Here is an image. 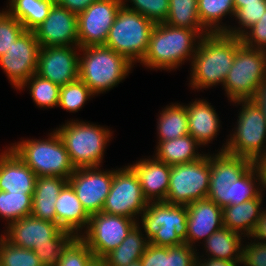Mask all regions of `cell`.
<instances>
[{
	"label": "cell",
	"instance_id": "cell-12",
	"mask_svg": "<svg viewBox=\"0 0 266 266\" xmlns=\"http://www.w3.org/2000/svg\"><path fill=\"white\" fill-rule=\"evenodd\" d=\"M148 203L135 171L129 165L116 168L102 212L139 221Z\"/></svg>",
	"mask_w": 266,
	"mask_h": 266
},
{
	"label": "cell",
	"instance_id": "cell-28",
	"mask_svg": "<svg viewBox=\"0 0 266 266\" xmlns=\"http://www.w3.org/2000/svg\"><path fill=\"white\" fill-rule=\"evenodd\" d=\"M198 147L201 145L190 135L158 142L156 146L155 158L167 165H176L194 162L202 158L205 153H199Z\"/></svg>",
	"mask_w": 266,
	"mask_h": 266
},
{
	"label": "cell",
	"instance_id": "cell-7",
	"mask_svg": "<svg viewBox=\"0 0 266 266\" xmlns=\"http://www.w3.org/2000/svg\"><path fill=\"white\" fill-rule=\"evenodd\" d=\"M187 216L186 205L149 202L137 223L150 244L172 247L186 243Z\"/></svg>",
	"mask_w": 266,
	"mask_h": 266
},
{
	"label": "cell",
	"instance_id": "cell-45",
	"mask_svg": "<svg viewBox=\"0 0 266 266\" xmlns=\"http://www.w3.org/2000/svg\"><path fill=\"white\" fill-rule=\"evenodd\" d=\"M242 244L241 263L243 266H266V243L252 241Z\"/></svg>",
	"mask_w": 266,
	"mask_h": 266
},
{
	"label": "cell",
	"instance_id": "cell-14",
	"mask_svg": "<svg viewBox=\"0 0 266 266\" xmlns=\"http://www.w3.org/2000/svg\"><path fill=\"white\" fill-rule=\"evenodd\" d=\"M39 51L34 31H25L6 54L0 56V66L16 90L36 73Z\"/></svg>",
	"mask_w": 266,
	"mask_h": 266
},
{
	"label": "cell",
	"instance_id": "cell-42",
	"mask_svg": "<svg viewBox=\"0 0 266 266\" xmlns=\"http://www.w3.org/2000/svg\"><path fill=\"white\" fill-rule=\"evenodd\" d=\"M94 258L92 250L77 236L63 251L58 266H89Z\"/></svg>",
	"mask_w": 266,
	"mask_h": 266
},
{
	"label": "cell",
	"instance_id": "cell-8",
	"mask_svg": "<svg viewBox=\"0 0 266 266\" xmlns=\"http://www.w3.org/2000/svg\"><path fill=\"white\" fill-rule=\"evenodd\" d=\"M240 105L237 125L219 152L245 157L254 161L266 152V119L252 99L232 101Z\"/></svg>",
	"mask_w": 266,
	"mask_h": 266
},
{
	"label": "cell",
	"instance_id": "cell-46",
	"mask_svg": "<svg viewBox=\"0 0 266 266\" xmlns=\"http://www.w3.org/2000/svg\"><path fill=\"white\" fill-rule=\"evenodd\" d=\"M95 1L96 0H55V3L78 15Z\"/></svg>",
	"mask_w": 266,
	"mask_h": 266
},
{
	"label": "cell",
	"instance_id": "cell-50",
	"mask_svg": "<svg viewBox=\"0 0 266 266\" xmlns=\"http://www.w3.org/2000/svg\"><path fill=\"white\" fill-rule=\"evenodd\" d=\"M252 100L260 108L266 119V79L259 85Z\"/></svg>",
	"mask_w": 266,
	"mask_h": 266
},
{
	"label": "cell",
	"instance_id": "cell-44",
	"mask_svg": "<svg viewBox=\"0 0 266 266\" xmlns=\"http://www.w3.org/2000/svg\"><path fill=\"white\" fill-rule=\"evenodd\" d=\"M244 45L266 51V10L258 22L250 27L241 37Z\"/></svg>",
	"mask_w": 266,
	"mask_h": 266
},
{
	"label": "cell",
	"instance_id": "cell-13",
	"mask_svg": "<svg viewBox=\"0 0 266 266\" xmlns=\"http://www.w3.org/2000/svg\"><path fill=\"white\" fill-rule=\"evenodd\" d=\"M137 222L101 211L90 215L88 226L79 237L92 250L95 258H104L122 243Z\"/></svg>",
	"mask_w": 266,
	"mask_h": 266
},
{
	"label": "cell",
	"instance_id": "cell-16",
	"mask_svg": "<svg viewBox=\"0 0 266 266\" xmlns=\"http://www.w3.org/2000/svg\"><path fill=\"white\" fill-rule=\"evenodd\" d=\"M113 176L114 169L102 171L98 166L76 168L69 177L68 183L89 215L102 211Z\"/></svg>",
	"mask_w": 266,
	"mask_h": 266
},
{
	"label": "cell",
	"instance_id": "cell-20",
	"mask_svg": "<svg viewBox=\"0 0 266 266\" xmlns=\"http://www.w3.org/2000/svg\"><path fill=\"white\" fill-rule=\"evenodd\" d=\"M186 207V243L191 247L194 248V244L200 240L204 239L205 242L211 234L223 227L222 208L214 201L208 198L196 200Z\"/></svg>",
	"mask_w": 266,
	"mask_h": 266
},
{
	"label": "cell",
	"instance_id": "cell-37",
	"mask_svg": "<svg viewBox=\"0 0 266 266\" xmlns=\"http://www.w3.org/2000/svg\"><path fill=\"white\" fill-rule=\"evenodd\" d=\"M92 96L95 97L90 88L77 79L60 87L58 106L68 112H78Z\"/></svg>",
	"mask_w": 266,
	"mask_h": 266
},
{
	"label": "cell",
	"instance_id": "cell-41",
	"mask_svg": "<svg viewBox=\"0 0 266 266\" xmlns=\"http://www.w3.org/2000/svg\"><path fill=\"white\" fill-rule=\"evenodd\" d=\"M25 31L24 26L6 8L0 10V56L6 54Z\"/></svg>",
	"mask_w": 266,
	"mask_h": 266
},
{
	"label": "cell",
	"instance_id": "cell-39",
	"mask_svg": "<svg viewBox=\"0 0 266 266\" xmlns=\"http://www.w3.org/2000/svg\"><path fill=\"white\" fill-rule=\"evenodd\" d=\"M265 10L266 0L258 3L245 4V6L237 9L234 14V18L238 21L237 23L240 27H232L229 25L225 34L240 38L250 27L260 20Z\"/></svg>",
	"mask_w": 266,
	"mask_h": 266
},
{
	"label": "cell",
	"instance_id": "cell-22",
	"mask_svg": "<svg viewBox=\"0 0 266 266\" xmlns=\"http://www.w3.org/2000/svg\"><path fill=\"white\" fill-rule=\"evenodd\" d=\"M137 174L144 197L148 202L166 201L171 166L155 157L142 158L129 165Z\"/></svg>",
	"mask_w": 266,
	"mask_h": 266
},
{
	"label": "cell",
	"instance_id": "cell-24",
	"mask_svg": "<svg viewBox=\"0 0 266 266\" xmlns=\"http://www.w3.org/2000/svg\"><path fill=\"white\" fill-rule=\"evenodd\" d=\"M56 224L63 230L80 236L86 230L90 215L83 208L80 200L69 183H67L55 203Z\"/></svg>",
	"mask_w": 266,
	"mask_h": 266
},
{
	"label": "cell",
	"instance_id": "cell-33",
	"mask_svg": "<svg viewBox=\"0 0 266 266\" xmlns=\"http://www.w3.org/2000/svg\"><path fill=\"white\" fill-rule=\"evenodd\" d=\"M197 7L200 22L210 34L227 32L229 26L222 20L226 15L234 17L233 0H197Z\"/></svg>",
	"mask_w": 266,
	"mask_h": 266
},
{
	"label": "cell",
	"instance_id": "cell-23",
	"mask_svg": "<svg viewBox=\"0 0 266 266\" xmlns=\"http://www.w3.org/2000/svg\"><path fill=\"white\" fill-rule=\"evenodd\" d=\"M189 134L202 146L217 137L221 122L215 108L204 99H195L185 105Z\"/></svg>",
	"mask_w": 266,
	"mask_h": 266
},
{
	"label": "cell",
	"instance_id": "cell-4",
	"mask_svg": "<svg viewBox=\"0 0 266 266\" xmlns=\"http://www.w3.org/2000/svg\"><path fill=\"white\" fill-rule=\"evenodd\" d=\"M79 79L94 95L116 87L134 66L125 56L104 45L80 47Z\"/></svg>",
	"mask_w": 266,
	"mask_h": 266
},
{
	"label": "cell",
	"instance_id": "cell-32",
	"mask_svg": "<svg viewBox=\"0 0 266 266\" xmlns=\"http://www.w3.org/2000/svg\"><path fill=\"white\" fill-rule=\"evenodd\" d=\"M157 120L159 142L179 138L189 134L188 116L185 105L171 103L160 112Z\"/></svg>",
	"mask_w": 266,
	"mask_h": 266
},
{
	"label": "cell",
	"instance_id": "cell-2",
	"mask_svg": "<svg viewBox=\"0 0 266 266\" xmlns=\"http://www.w3.org/2000/svg\"><path fill=\"white\" fill-rule=\"evenodd\" d=\"M241 43V38L225 33L203 36L190 64L189 86L192 90L200 91L219 84L223 86Z\"/></svg>",
	"mask_w": 266,
	"mask_h": 266
},
{
	"label": "cell",
	"instance_id": "cell-48",
	"mask_svg": "<svg viewBox=\"0 0 266 266\" xmlns=\"http://www.w3.org/2000/svg\"><path fill=\"white\" fill-rule=\"evenodd\" d=\"M253 166L255 167L259 180L261 183V187L266 190V152L259 155L254 161Z\"/></svg>",
	"mask_w": 266,
	"mask_h": 266
},
{
	"label": "cell",
	"instance_id": "cell-18",
	"mask_svg": "<svg viewBox=\"0 0 266 266\" xmlns=\"http://www.w3.org/2000/svg\"><path fill=\"white\" fill-rule=\"evenodd\" d=\"M4 230V236L12 244L33 250L52 247L66 232L58 224L28 215L10 223Z\"/></svg>",
	"mask_w": 266,
	"mask_h": 266
},
{
	"label": "cell",
	"instance_id": "cell-29",
	"mask_svg": "<svg viewBox=\"0 0 266 266\" xmlns=\"http://www.w3.org/2000/svg\"><path fill=\"white\" fill-rule=\"evenodd\" d=\"M242 237L244 236L222 227L211 234L205 242L200 243H204L207 257L241 262L242 242H244Z\"/></svg>",
	"mask_w": 266,
	"mask_h": 266
},
{
	"label": "cell",
	"instance_id": "cell-5",
	"mask_svg": "<svg viewBox=\"0 0 266 266\" xmlns=\"http://www.w3.org/2000/svg\"><path fill=\"white\" fill-rule=\"evenodd\" d=\"M76 168L101 167L105 148L113 132L90 122L71 120L55 129Z\"/></svg>",
	"mask_w": 266,
	"mask_h": 266
},
{
	"label": "cell",
	"instance_id": "cell-11",
	"mask_svg": "<svg viewBox=\"0 0 266 266\" xmlns=\"http://www.w3.org/2000/svg\"><path fill=\"white\" fill-rule=\"evenodd\" d=\"M210 186V154L183 164L171 165L166 201L188 205L207 198Z\"/></svg>",
	"mask_w": 266,
	"mask_h": 266
},
{
	"label": "cell",
	"instance_id": "cell-52",
	"mask_svg": "<svg viewBox=\"0 0 266 266\" xmlns=\"http://www.w3.org/2000/svg\"><path fill=\"white\" fill-rule=\"evenodd\" d=\"M89 266H108L107 262L103 258H94Z\"/></svg>",
	"mask_w": 266,
	"mask_h": 266
},
{
	"label": "cell",
	"instance_id": "cell-19",
	"mask_svg": "<svg viewBox=\"0 0 266 266\" xmlns=\"http://www.w3.org/2000/svg\"><path fill=\"white\" fill-rule=\"evenodd\" d=\"M34 33L40 47L79 46L77 14L55 3Z\"/></svg>",
	"mask_w": 266,
	"mask_h": 266
},
{
	"label": "cell",
	"instance_id": "cell-21",
	"mask_svg": "<svg viewBox=\"0 0 266 266\" xmlns=\"http://www.w3.org/2000/svg\"><path fill=\"white\" fill-rule=\"evenodd\" d=\"M37 176L8 147L0 153V191L16 194H33Z\"/></svg>",
	"mask_w": 266,
	"mask_h": 266
},
{
	"label": "cell",
	"instance_id": "cell-43",
	"mask_svg": "<svg viewBox=\"0 0 266 266\" xmlns=\"http://www.w3.org/2000/svg\"><path fill=\"white\" fill-rule=\"evenodd\" d=\"M76 237V235L66 231L52 247L34 248L33 251L42 266H58L63 251Z\"/></svg>",
	"mask_w": 266,
	"mask_h": 266
},
{
	"label": "cell",
	"instance_id": "cell-6",
	"mask_svg": "<svg viewBox=\"0 0 266 266\" xmlns=\"http://www.w3.org/2000/svg\"><path fill=\"white\" fill-rule=\"evenodd\" d=\"M10 148L37 177L58 176L68 180L74 173L75 167L56 130L47 139L22 140L12 143Z\"/></svg>",
	"mask_w": 266,
	"mask_h": 266
},
{
	"label": "cell",
	"instance_id": "cell-9",
	"mask_svg": "<svg viewBox=\"0 0 266 266\" xmlns=\"http://www.w3.org/2000/svg\"><path fill=\"white\" fill-rule=\"evenodd\" d=\"M154 25L148 18L122 5L104 46L125 56L133 64L139 63L148 50L149 38Z\"/></svg>",
	"mask_w": 266,
	"mask_h": 266
},
{
	"label": "cell",
	"instance_id": "cell-34",
	"mask_svg": "<svg viewBox=\"0 0 266 266\" xmlns=\"http://www.w3.org/2000/svg\"><path fill=\"white\" fill-rule=\"evenodd\" d=\"M166 24L196 30L202 37L210 34L201 24L197 0H169Z\"/></svg>",
	"mask_w": 266,
	"mask_h": 266
},
{
	"label": "cell",
	"instance_id": "cell-26",
	"mask_svg": "<svg viewBox=\"0 0 266 266\" xmlns=\"http://www.w3.org/2000/svg\"><path fill=\"white\" fill-rule=\"evenodd\" d=\"M197 254L187 243L172 247L148 243L140 261L142 266H197Z\"/></svg>",
	"mask_w": 266,
	"mask_h": 266
},
{
	"label": "cell",
	"instance_id": "cell-30",
	"mask_svg": "<svg viewBox=\"0 0 266 266\" xmlns=\"http://www.w3.org/2000/svg\"><path fill=\"white\" fill-rule=\"evenodd\" d=\"M6 9L26 31H34L49 15L55 0H9Z\"/></svg>",
	"mask_w": 266,
	"mask_h": 266
},
{
	"label": "cell",
	"instance_id": "cell-17",
	"mask_svg": "<svg viewBox=\"0 0 266 266\" xmlns=\"http://www.w3.org/2000/svg\"><path fill=\"white\" fill-rule=\"evenodd\" d=\"M79 46L40 47L36 74L58 86L79 79Z\"/></svg>",
	"mask_w": 266,
	"mask_h": 266
},
{
	"label": "cell",
	"instance_id": "cell-47",
	"mask_svg": "<svg viewBox=\"0 0 266 266\" xmlns=\"http://www.w3.org/2000/svg\"><path fill=\"white\" fill-rule=\"evenodd\" d=\"M250 237H252L251 239H254L253 241L266 243V208H263L252 233L247 237L248 240Z\"/></svg>",
	"mask_w": 266,
	"mask_h": 266
},
{
	"label": "cell",
	"instance_id": "cell-25",
	"mask_svg": "<svg viewBox=\"0 0 266 266\" xmlns=\"http://www.w3.org/2000/svg\"><path fill=\"white\" fill-rule=\"evenodd\" d=\"M67 183V179L58 176L37 177L32 196L31 215L56 223V199Z\"/></svg>",
	"mask_w": 266,
	"mask_h": 266
},
{
	"label": "cell",
	"instance_id": "cell-35",
	"mask_svg": "<svg viewBox=\"0 0 266 266\" xmlns=\"http://www.w3.org/2000/svg\"><path fill=\"white\" fill-rule=\"evenodd\" d=\"M25 87L29 88L31 98L37 107H58L60 86L57 84L35 73L18 90H25Z\"/></svg>",
	"mask_w": 266,
	"mask_h": 266
},
{
	"label": "cell",
	"instance_id": "cell-36",
	"mask_svg": "<svg viewBox=\"0 0 266 266\" xmlns=\"http://www.w3.org/2000/svg\"><path fill=\"white\" fill-rule=\"evenodd\" d=\"M33 194L0 191V217L10 223L31 215Z\"/></svg>",
	"mask_w": 266,
	"mask_h": 266
},
{
	"label": "cell",
	"instance_id": "cell-31",
	"mask_svg": "<svg viewBox=\"0 0 266 266\" xmlns=\"http://www.w3.org/2000/svg\"><path fill=\"white\" fill-rule=\"evenodd\" d=\"M139 225L129 232L117 248L103 258L108 266H127L141 259L149 241Z\"/></svg>",
	"mask_w": 266,
	"mask_h": 266
},
{
	"label": "cell",
	"instance_id": "cell-51",
	"mask_svg": "<svg viewBox=\"0 0 266 266\" xmlns=\"http://www.w3.org/2000/svg\"><path fill=\"white\" fill-rule=\"evenodd\" d=\"M262 0H233L235 11L243 6L245 4H252V3H258Z\"/></svg>",
	"mask_w": 266,
	"mask_h": 266
},
{
	"label": "cell",
	"instance_id": "cell-38",
	"mask_svg": "<svg viewBox=\"0 0 266 266\" xmlns=\"http://www.w3.org/2000/svg\"><path fill=\"white\" fill-rule=\"evenodd\" d=\"M0 264L2 266H42L33 250L18 247L0 235Z\"/></svg>",
	"mask_w": 266,
	"mask_h": 266
},
{
	"label": "cell",
	"instance_id": "cell-27",
	"mask_svg": "<svg viewBox=\"0 0 266 266\" xmlns=\"http://www.w3.org/2000/svg\"><path fill=\"white\" fill-rule=\"evenodd\" d=\"M263 198H253L238 205L222 208L223 227L245 237L252 233L263 209Z\"/></svg>",
	"mask_w": 266,
	"mask_h": 266
},
{
	"label": "cell",
	"instance_id": "cell-40",
	"mask_svg": "<svg viewBox=\"0 0 266 266\" xmlns=\"http://www.w3.org/2000/svg\"><path fill=\"white\" fill-rule=\"evenodd\" d=\"M127 1L132 3L131 7L125 3ZM123 5L140 13L154 24L165 23L169 12V0H123Z\"/></svg>",
	"mask_w": 266,
	"mask_h": 266
},
{
	"label": "cell",
	"instance_id": "cell-53",
	"mask_svg": "<svg viewBox=\"0 0 266 266\" xmlns=\"http://www.w3.org/2000/svg\"><path fill=\"white\" fill-rule=\"evenodd\" d=\"M127 266H142L141 261L137 260L135 262H132L131 264L127 265Z\"/></svg>",
	"mask_w": 266,
	"mask_h": 266
},
{
	"label": "cell",
	"instance_id": "cell-49",
	"mask_svg": "<svg viewBox=\"0 0 266 266\" xmlns=\"http://www.w3.org/2000/svg\"><path fill=\"white\" fill-rule=\"evenodd\" d=\"M197 254V266H238L241 262H233L229 260H222V259H214L204 255L198 256ZM204 257V258H203ZM203 258V259H202ZM206 258V259H205Z\"/></svg>",
	"mask_w": 266,
	"mask_h": 266
},
{
	"label": "cell",
	"instance_id": "cell-15",
	"mask_svg": "<svg viewBox=\"0 0 266 266\" xmlns=\"http://www.w3.org/2000/svg\"><path fill=\"white\" fill-rule=\"evenodd\" d=\"M123 0H96L78 17L79 47L105 45Z\"/></svg>",
	"mask_w": 266,
	"mask_h": 266
},
{
	"label": "cell",
	"instance_id": "cell-3",
	"mask_svg": "<svg viewBox=\"0 0 266 266\" xmlns=\"http://www.w3.org/2000/svg\"><path fill=\"white\" fill-rule=\"evenodd\" d=\"M202 36L193 29L166 23L155 24L148 50L140 62L145 68L172 71L187 60L191 62Z\"/></svg>",
	"mask_w": 266,
	"mask_h": 266
},
{
	"label": "cell",
	"instance_id": "cell-10",
	"mask_svg": "<svg viewBox=\"0 0 266 266\" xmlns=\"http://www.w3.org/2000/svg\"><path fill=\"white\" fill-rule=\"evenodd\" d=\"M265 79L266 51L241 43L223 84L229 102L252 99Z\"/></svg>",
	"mask_w": 266,
	"mask_h": 266
},
{
	"label": "cell",
	"instance_id": "cell-1",
	"mask_svg": "<svg viewBox=\"0 0 266 266\" xmlns=\"http://www.w3.org/2000/svg\"><path fill=\"white\" fill-rule=\"evenodd\" d=\"M210 154V186L207 198L221 208L263 198V189L253 161L219 152ZM260 186V187H259Z\"/></svg>",
	"mask_w": 266,
	"mask_h": 266
}]
</instances>
